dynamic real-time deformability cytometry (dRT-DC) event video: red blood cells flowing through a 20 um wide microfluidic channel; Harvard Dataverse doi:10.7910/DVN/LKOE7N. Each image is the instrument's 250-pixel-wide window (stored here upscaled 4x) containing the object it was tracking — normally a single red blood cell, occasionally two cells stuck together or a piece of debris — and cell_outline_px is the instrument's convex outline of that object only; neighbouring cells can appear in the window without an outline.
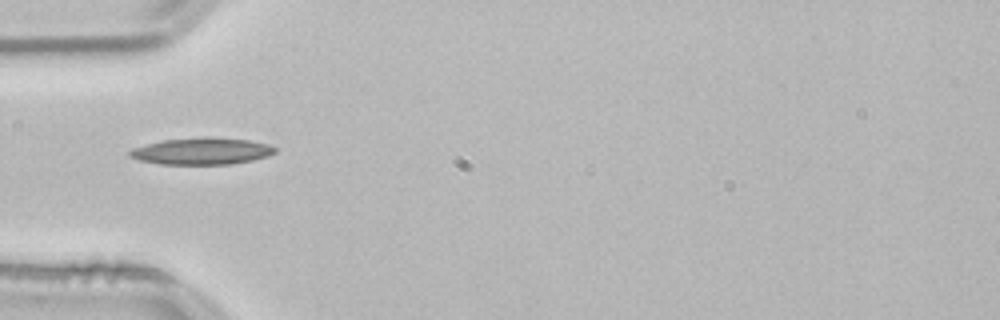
{"species": "common noctule bat (a hibernating species)", "species_latin": "Nyctalus noctula", "temperature_condition": "room temperature", "stored_images_in_passage": 14, "camera_frame_rate_fps": 3000, "um_per_image_px": 0.085, "animal": {"sex": "male", "body_mass_g": 21.5, "forearm_length_mm": 52.0}, "frame": {"image": 1, "passage_image": 1, "time_ms": 0.0, "image_size_px": [1000, 320], "cell_outline_px": [[276, 152], [268, 156], [252, 160], [232, 164], [160, 164], [140, 160], [128, 156], [128, 152], [132, 148], [160, 140], [204, 136], [212, 136], [248, 140], [268, 144], [276, 148]], "centroid_in_image_um": [17.14, 12.83], "position_along_channel_um": 67.9, "area_um2": 22.95}}
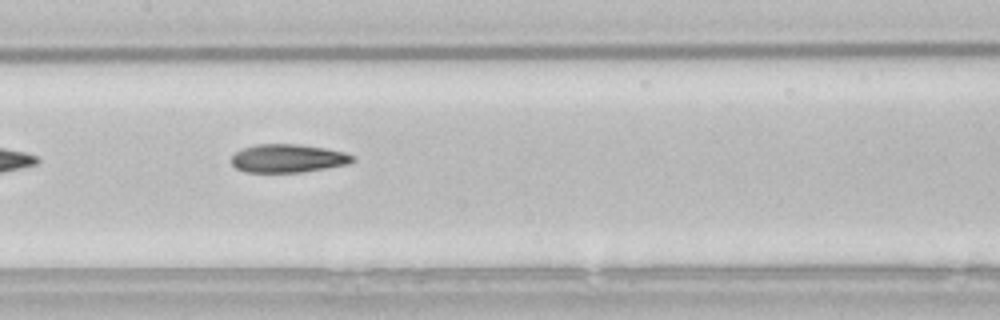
{"frame": {"image": 2, "passage_image": 10, "time_ms": 3.0, "image_size_px": [1000, 320], "cell_outline_px": [[356, 160], [348, 164], [304, 172], [244, 172], [236, 168], [232, 164], [232, 156], [240, 148], [256, 144], [300, 144], [324, 148], [344, 152], [356, 156]], "centroid_in_image_um": [24.48, 13.46], "position_along_channel_um": 182.9, "area_um2": 20.17}}